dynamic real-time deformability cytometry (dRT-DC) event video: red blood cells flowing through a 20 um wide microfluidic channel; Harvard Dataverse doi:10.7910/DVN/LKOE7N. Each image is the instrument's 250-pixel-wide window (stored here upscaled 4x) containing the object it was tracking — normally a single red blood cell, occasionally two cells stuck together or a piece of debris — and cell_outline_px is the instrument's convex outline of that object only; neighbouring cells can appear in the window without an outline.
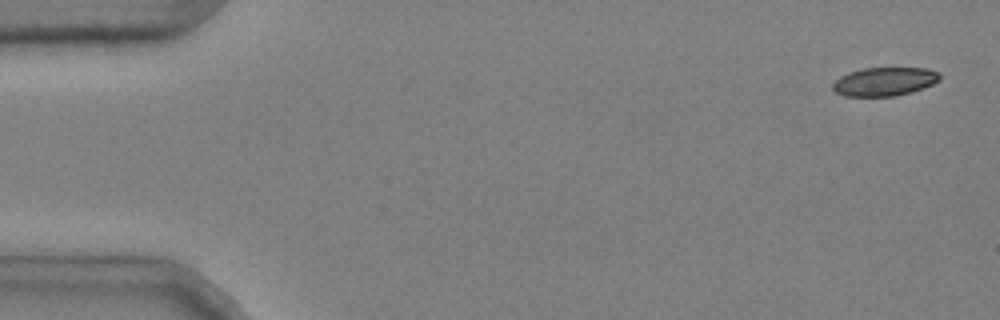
{"species": "common noctule bat (a hibernating species)", "species_latin": "Nyctalus noctula", "temperature_condition": "cold", "stored_images_in_passage": 48, "camera_frame_rate_fps": 3000, "um_per_image_px": 0.085, "animal": {"sex": "male", "body_mass_g": 20.4}, "frame": {"image": 1, "passage_image": 2, "time_ms": 0.333, "image_size_px": [1000, 320], "cell_outline_px": [[940, 80], [932, 84], [912, 92], [892, 96], [844, 96], [836, 92], [832, 88], [832, 84], [840, 76], [848, 72], [864, 68], [928, 68], [940, 72]], "centroid_in_image_um": [75.18, 6.92], "position_along_channel_um": 9.8, "area_um2": 17.86}}
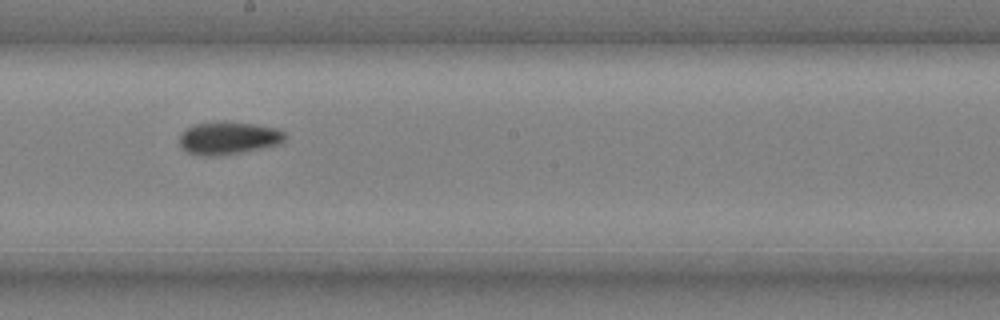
{"frame": {"image": 2, "passage_image": 30, "time_ms": 9.667, "image_size_px": [1000, 320], "cell_outline_px": [[288, 136], [280, 144], [240, 152], [212, 156], [200, 156], [188, 152], [180, 148], [180, 136], [188, 128], [196, 124], [224, 120], [256, 124], [276, 128], [284, 132]], "centroid_in_image_um": [19.43, 11.72], "position_along_channel_um": 228.8, "area_um2": 20.17}}
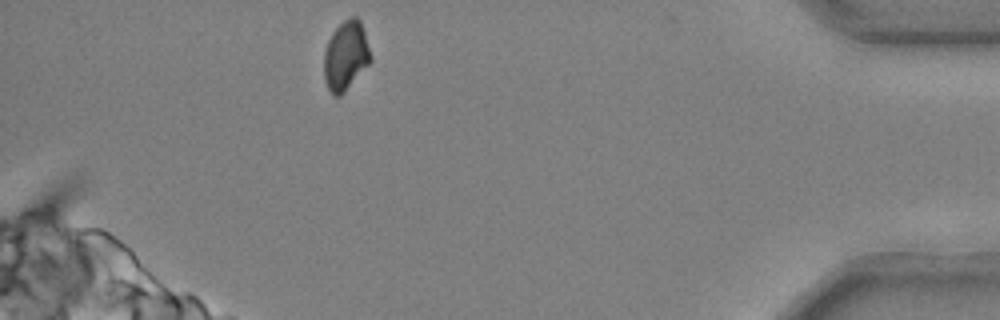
{"frame": {"image": 3, "passage_image": 48, "time_ms": 15.667, "image_size_px": [1000, 320], "cell_outline_px": [[372, 60], [344, 92], [340, 96], [332, 96], [324, 80], [324, 52], [328, 40], [332, 32], [344, 20], [352, 16], [356, 16], [360, 20], [372, 56]], "centroid_in_image_um": [29.38, 4.74], "position_along_channel_um": 405.8, "area_um2": 18.79}, "authors_computed_cell_mechanics": {"area_um2": 19.5075, "velocity_mm_per_s": 3.6979, "shape_relaxation_time_tau1_ms": null, "shape_relaxation_time_tau2_ms": 5.0428, "deformation_change_tau1": null, "deformation_change_tau2": 0.07}}